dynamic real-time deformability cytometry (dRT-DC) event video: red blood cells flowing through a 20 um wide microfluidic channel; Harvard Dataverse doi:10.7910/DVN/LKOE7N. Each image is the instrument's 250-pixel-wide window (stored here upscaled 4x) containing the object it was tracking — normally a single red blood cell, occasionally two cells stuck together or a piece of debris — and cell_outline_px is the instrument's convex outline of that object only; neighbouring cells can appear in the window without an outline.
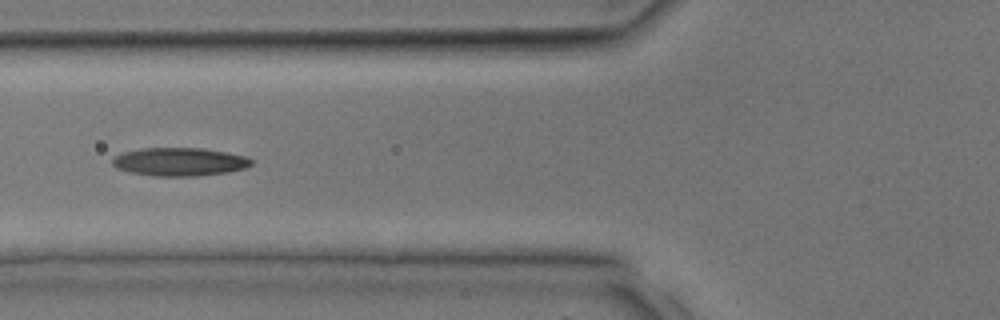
{"species": "common noctule bat (a hibernating species)", "species_latin": "Nyctalus noctula", "temperature_condition": "room temperature", "stored_images_in_passage": 29, "camera_frame_rate_fps": 3000, "um_per_image_px": 0.085, "animal": {"sex": "male", "body_mass_g": 17.9, "forearm_length_mm": 54.2}, "frame": {"image": 1, "passage_image": 9, "time_ms": 2.667, "image_size_px": [1000, 320], "cell_outline_px": [[252, 164], [244, 168], [228, 172], [196, 176], [156, 176], [132, 172], [116, 168], [112, 164], [112, 160], [116, 156], [124, 152], [140, 148], [200, 148], [228, 152], [244, 156], [252, 160]], "centroid_in_image_um": [15.26, 13.75], "position_along_channel_um": 110.5, "area_um2": 22.72}}
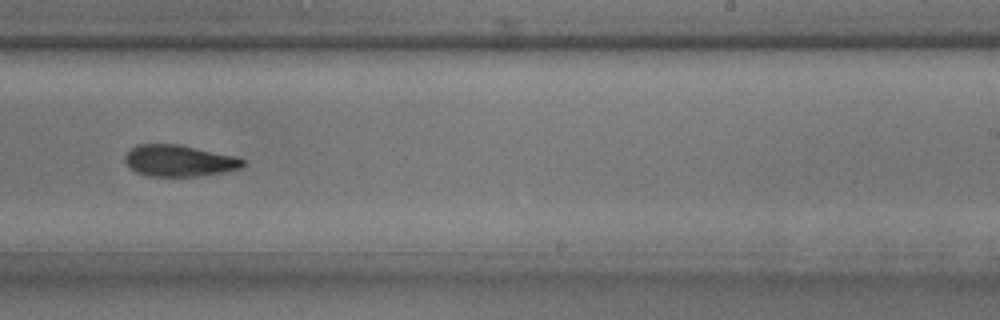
{"frame": {"image": 2, "passage_image": 17, "time_ms": 5.333, "image_size_px": [1000, 320], "cell_outline_px": [[244, 164], [240, 168], [224, 172], [196, 176], [148, 176], [136, 172], [124, 160], [124, 156], [136, 144], [180, 144], [240, 156], [244, 160]], "centroid_in_image_um": [15.27, 13.64], "position_along_channel_um": 273.7, "area_um2": 21.79}}
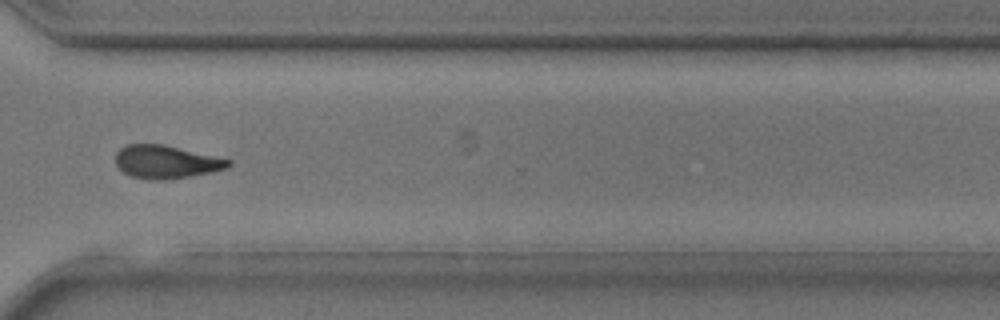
{"frame": {"image": 3, "passage_image": 21, "time_ms": 6.667, "image_size_px": [1000, 320], "cell_outline_px": [[232, 164], [228, 168], [212, 172], [188, 176], [160, 180], [152, 180], [132, 176], [124, 172], [116, 164], [116, 152], [120, 148], [128, 144], [164, 144], [232, 160]], "centroid_in_image_um": [14.14, 13.75], "position_along_channel_um": 356.5, "area_um2": 21.62}}